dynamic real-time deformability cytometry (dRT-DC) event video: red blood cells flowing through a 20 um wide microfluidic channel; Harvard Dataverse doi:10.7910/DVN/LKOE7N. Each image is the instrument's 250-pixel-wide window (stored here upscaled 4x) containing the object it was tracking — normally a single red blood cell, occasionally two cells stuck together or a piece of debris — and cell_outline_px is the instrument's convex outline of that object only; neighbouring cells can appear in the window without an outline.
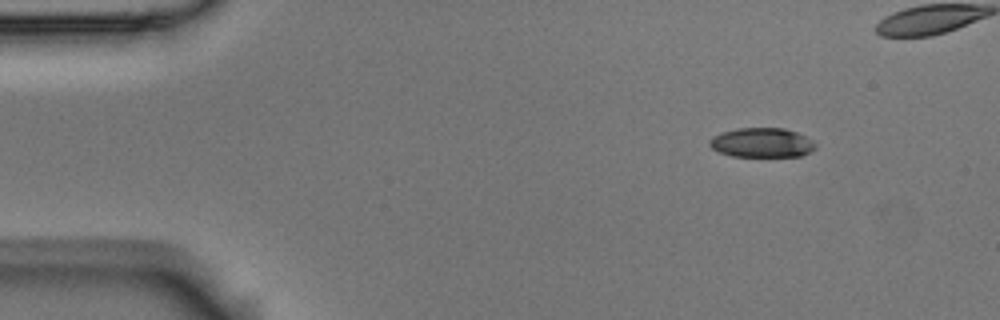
{"species": "Egyptian fruit bat (a non-hibernating species)", "species_latin": "Rousettus aegyptiacus", "temperature_condition": "room temperature", "stored_images_in_passage": 44, "camera_frame_rate_fps": 3000, "um_per_image_px": 0.085, "animal": {"sex": "male"}, "frame": {"image": 1, "passage_image": 1, "time_ms": 0.0, "image_size_px": [1000, 320], "cell_outline_px": [[816, 148], [800, 156], [732, 156], [720, 152], [712, 148], [708, 144], [708, 140], [712, 136], [736, 128], [784, 128], [808, 136], [816, 144]], "centroid_in_image_um": [64.76, 12.12], "position_along_channel_um": 20.2, "area_um2": 18.21}}
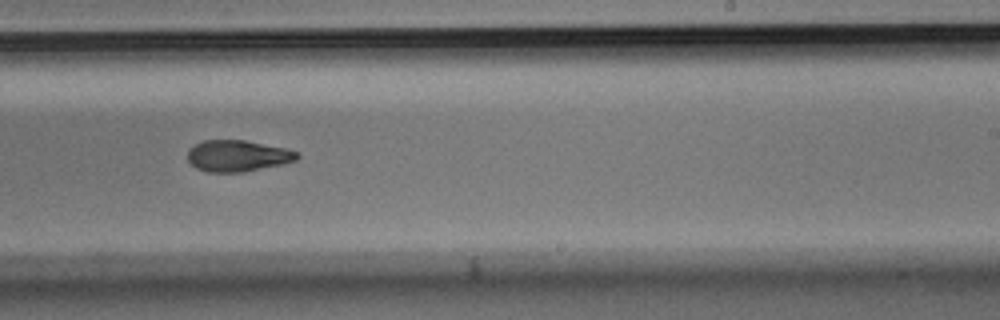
{"frame": {"image": 2, "passage_image": 29, "time_ms": 9.333, "image_size_px": [1000, 320], "cell_outline_px": [[300, 156], [296, 160], [284, 164], [244, 172], [208, 172], [196, 168], [188, 160], [188, 148], [192, 144], [204, 140], [244, 140], [288, 148], [300, 152]], "centroid_in_image_um": [20.22, 13.24], "position_along_channel_um": 268.8, "area_um2": 20.35}}
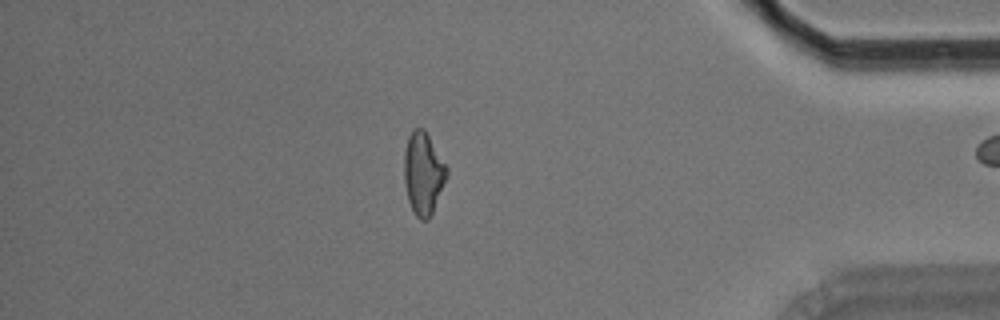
{"frame": {"image": 3, "passage_image": 43, "time_ms": 14.0, "image_size_px": [1000, 320], "cell_outline_px": [[448, 176], [432, 212], [428, 220], [420, 220], [416, 216], [408, 200], [404, 184], [404, 152], [408, 136], [412, 128], [424, 128], [448, 168]], "centroid_in_image_um": [35.97, 14.72], "position_along_channel_um": 399.2, "area_um2": 20.52}}